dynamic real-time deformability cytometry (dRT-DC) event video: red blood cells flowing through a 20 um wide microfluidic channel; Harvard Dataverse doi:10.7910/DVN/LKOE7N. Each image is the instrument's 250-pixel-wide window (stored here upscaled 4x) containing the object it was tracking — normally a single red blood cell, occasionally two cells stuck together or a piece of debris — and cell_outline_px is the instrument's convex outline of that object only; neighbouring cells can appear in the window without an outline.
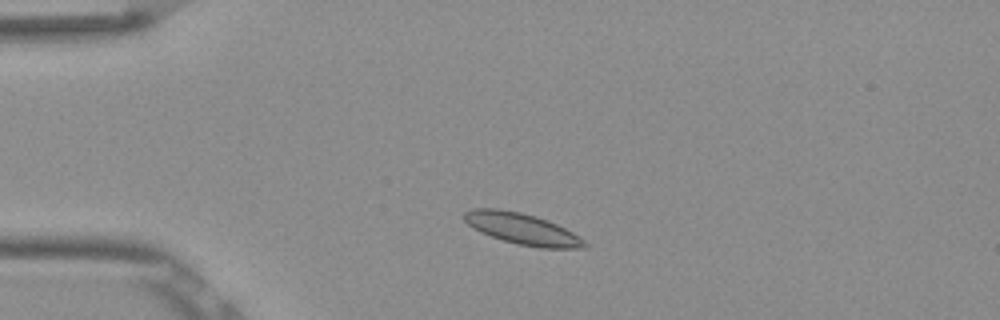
{"species": "Egyptian fruit bat (a non-hibernating species)", "species_latin": "Rousettus aegyptiacus", "temperature_condition": "room temperature", "stored_images_in_passage": 48, "camera_frame_rate_fps": 3000, "um_per_image_px": 0.085, "frame": {"image": 1, "passage_image": 7, "time_ms": 2.0, "image_size_px": [1000, 320], "cell_outline_px": [[588, 248], [540, 248], [516, 244], [480, 232], [468, 224], [464, 220], [464, 212], [472, 208], [496, 208], [520, 212], [536, 216], [556, 224], [580, 236], [588, 244]], "centroid_in_image_um": [44.4, 19.45], "position_along_channel_um": 40.6, "area_um2": 21.85}}
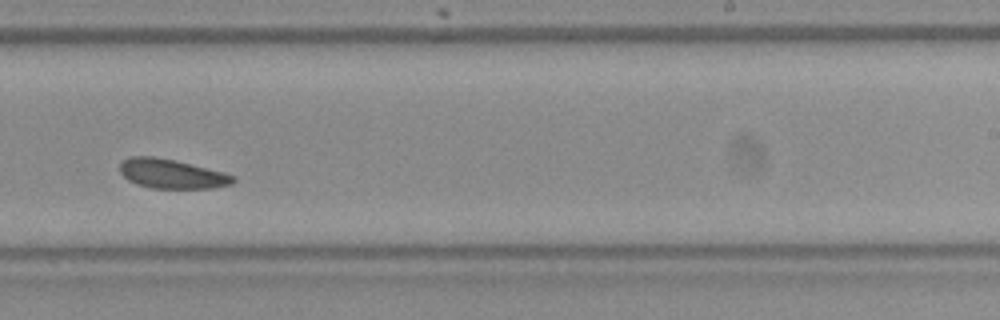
{"frame": {"image": 2, "passage_image": 28, "time_ms": 9.0, "image_size_px": [1000, 320], "cell_outline_px": [[236, 180], [232, 184], [212, 188], [152, 188], [136, 184], [128, 180], [120, 172], [120, 164], [128, 156], [152, 156], [176, 160], [224, 172], [236, 176]], "centroid_in_image_um": [14.61, 14.77], "position_along_channel_um": 274.4, "area_um2": 19.48}}
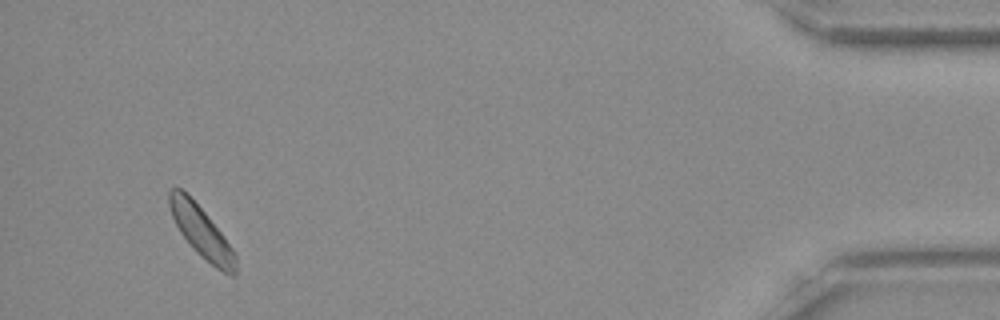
{"frame": {"image": 3, "passage_image": 45, "time_ms": 14.667, "image_size_px": [1000, 320], "cell_outline_px": [[236, 276], [232, 276], [216, 268], [200, 256], [192, 248], [180, 232], [172, 216], [168, 204], [168, 192], [172, 188], [180, 188], [204, 212], [220, 232], [232, 248], [236, 256]], "centroid_in_image_um": [17.11, 19.75], "position_along_channel_um": 418.1, "area_um2": 19.31}, "authors_computed_cell_mechanics": {"area_um2": 19.7965, "velocity_mm_per_s": 3.7899, "shape_relaxation_time_tau1_ms": 3.8425, "shape_relaxation_time_tau2_ms": 5.4803, "deformation_change_tau1": 0.0594, "deformation_change_tau2": 0.0938}}